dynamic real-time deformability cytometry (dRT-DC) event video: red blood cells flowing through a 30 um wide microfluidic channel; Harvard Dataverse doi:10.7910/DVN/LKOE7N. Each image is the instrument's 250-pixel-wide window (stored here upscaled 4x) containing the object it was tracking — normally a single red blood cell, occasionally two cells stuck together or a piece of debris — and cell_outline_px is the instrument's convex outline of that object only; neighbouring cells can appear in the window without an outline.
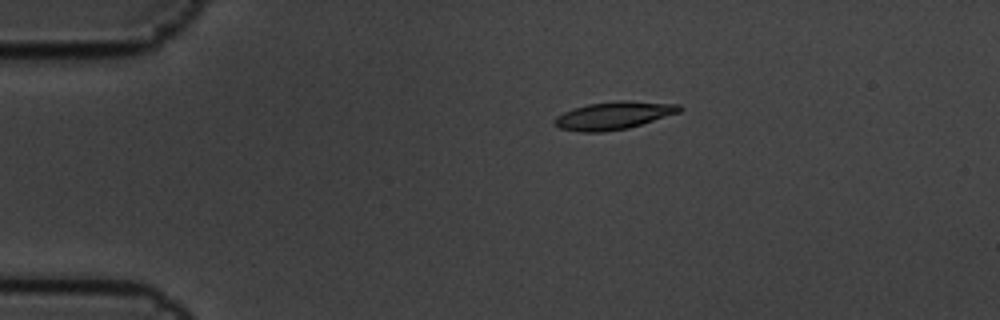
{"species": "common noctule bat (a hibernating species)", "species_latin": "Nyctalus noctula", "temperature_condition": "cold", "stored_images_in_passage": 4, "camera_frame_rate_fps": 3000, "um_per_image_px": 0.085, "animal": {"sex": "male", "body_mass_g": 19.5, "forearm_length_mm": 54.6}, "frame": {"image": 1, "passage_image": 1, "time_ms": 0.0, "image_size_px": [1000, 320], "cell_outline_px": [[684, 108], [680, 112], [628, 128], [604, 132], [580, 132], [560, 128], [552, 120], [556, 116], [564, 112], [588, 104], [620, 100], [628, 100], [680, 104]], "centroid_in_image_um": [52.19, 9.81], "position_along_channel_um": 32.8, "area_um2": 20.17}}
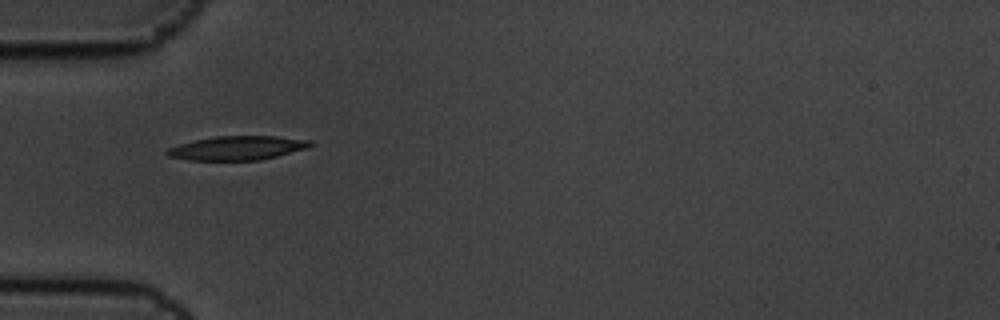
{"frame": {"image": 2, "passage_image": 3, "time_ms": 0.667, "image_size_px": [1000, 320], "cell_outline_px": [[316, 144], [308, 148], [260, 160], [188, 160], [168, 156], [164, 152], [168, 148], [180, 144], [196, 140], [216, 136], [276, 136], [312, 140]], "centroid_in_image_um": [20.21, 12.58], "position_along_channel_um": 64.8, "area_um2": 20.06}}
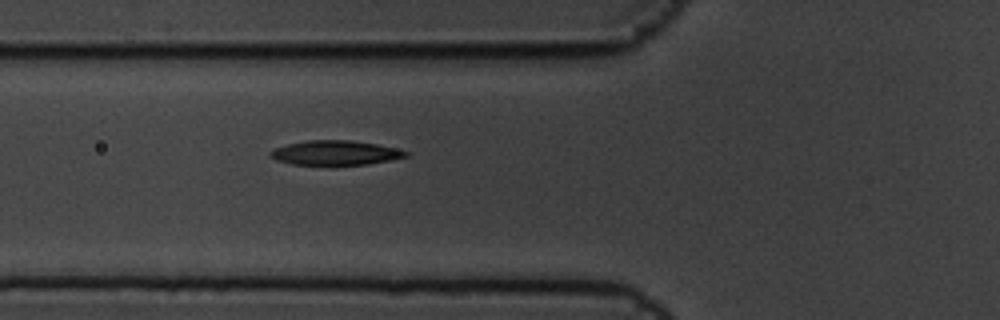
{"frame": {"image": 3, "passage_image": 4, "time_ms": 1.0, "image_size_px": [1000, 320], "cell_outline_px": [[408, 156], [392, 160], [368, 164], [336, 168], [332, 168], [292, 164], [276, 160], [268, 156], [268, 152], [276, 148], [288, 144], [308, 140], [352, 140], [376, 144], [396, 148], [408, 152]], "centroid_in_image_um": [28.48, 13.04], "position_along_channel_um": 97.3, "area_um2": 20.35}}